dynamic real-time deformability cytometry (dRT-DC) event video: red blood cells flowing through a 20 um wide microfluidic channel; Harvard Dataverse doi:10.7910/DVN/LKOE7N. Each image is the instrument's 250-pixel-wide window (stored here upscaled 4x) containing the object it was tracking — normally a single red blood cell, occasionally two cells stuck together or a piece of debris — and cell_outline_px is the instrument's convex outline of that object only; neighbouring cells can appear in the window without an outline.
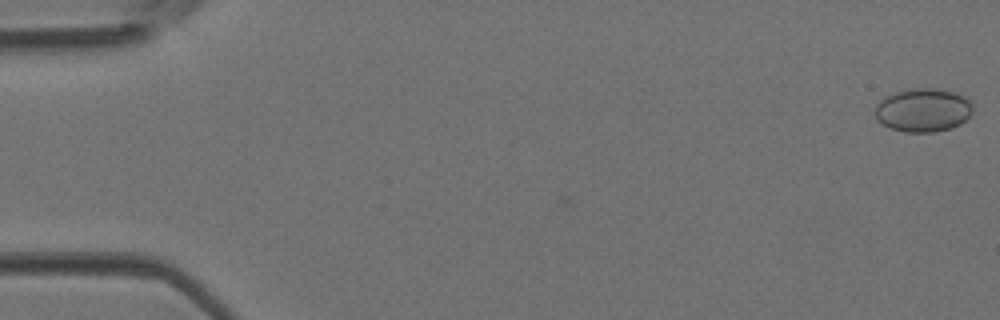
{"species": "Egyptian fruit bat (a non-hibernating species)", "species_latin": "Rousettus aegyptiacus", "temperature_condition": "room temperature", "stored_images_in_passage": 3, "camera_frame_rate_fps": 3000, "um_per_image_px": 0.085, "animal": {"sex": "female"}, "frame": {"image": 1, "passage_image": 1, "time_ms": 0.0, "image_size_px": [1000, 320], "cell_outline_px": [[972, 112], [960, 124], [952, 128], [932, 132], [904, 132], [892, 128], [876, 120], [876, 104], [884, 96], [896, 92], [912, 88], [936, 88], [960, 92], [972, 100]], "centroid_in_image_um": [78.5, 9.33], "position_along_channel_um": 6.5, "area_um2": 25.09}}